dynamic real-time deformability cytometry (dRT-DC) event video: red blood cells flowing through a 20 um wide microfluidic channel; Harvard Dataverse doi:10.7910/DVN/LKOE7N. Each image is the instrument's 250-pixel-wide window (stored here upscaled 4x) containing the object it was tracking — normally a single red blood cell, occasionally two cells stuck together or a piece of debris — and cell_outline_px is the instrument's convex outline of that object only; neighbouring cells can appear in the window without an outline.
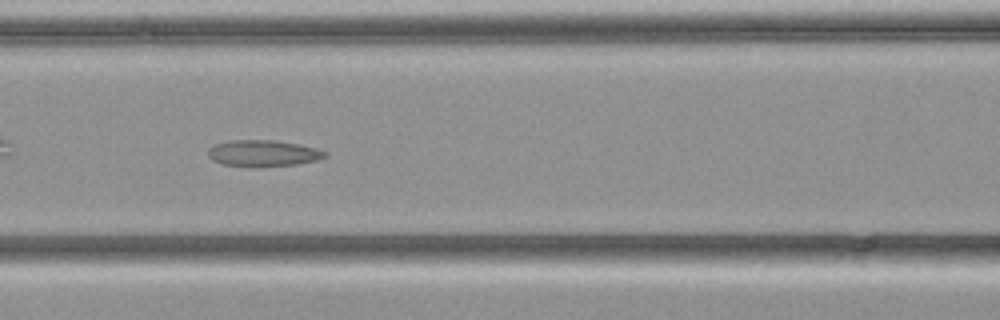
{"species": "common noctule bat (a hibernating species)", "species_latin": "Nyctalus noctula", "temperature_condition": "cold", "stored_images_in_passage": 29, "camera_frame_rate_fps": 3000, "um_per_image_px": 0.085, "animal": {"sex": "female", "body_mass_g": 21.9}, "frame": {"image": 1, "passage_image": 7, "time_ms": 2.0, "image_size_px": [1000, 320], "cell_outline_px": [[328, 156], [316, 160], [296, 164], [256, 168], [248, 168], [220, 164], [212, 160], [208, 156], [208, 148], [216, 144], [228, 140], [276, 140], [300, 144], [316, 148], [328, 152]], "centroid_in_image_um": [22.34, 13.04], "position_along_channel_um": 144.3, "area_um2": 18.5}}
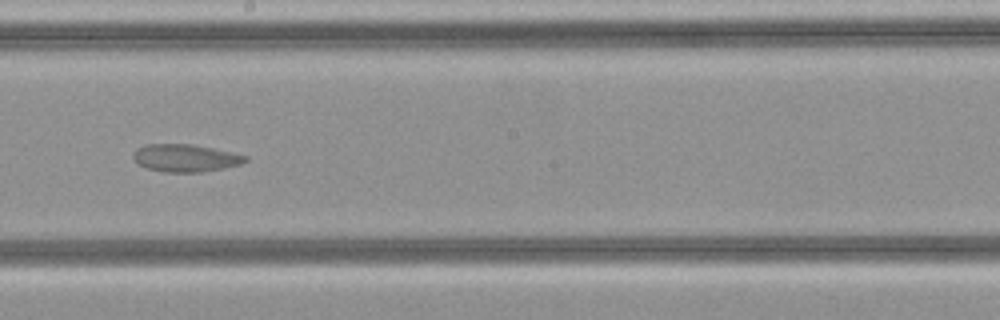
{"frame": {"image": 2, "passage_image": 12, "time_ms": 3.667, "image_size_px": [1000, 320], "cell_outline_px": [[248, 160], [240, 164], [224, 168], [200, 172], [164, 172], [148, 168], [140, 164], [132, 156], [132, 152], [136, 148], [144, 144], [192, 144], [232, 152], [248, 156]], "centroid_in_image_um": [15.75, 13.42], "position_along_channel_um": 232.4, "area_um2": 17.98}}
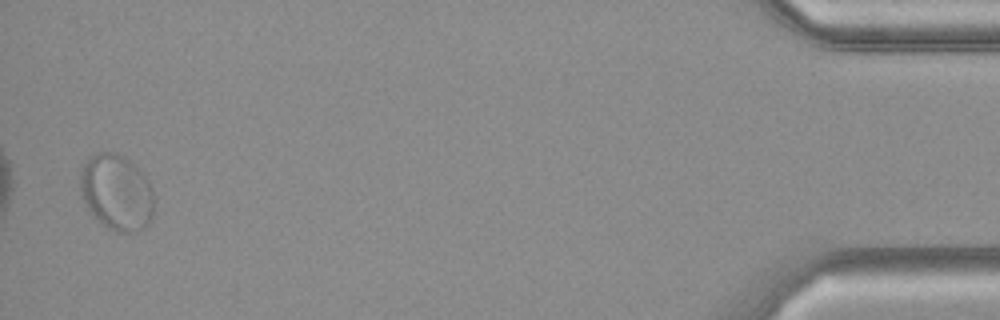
{"frame": {"image": 3, "passage_image": 28, "time_ms": 9.0, "image_size_px": [1000, 320], "cell_outline_px": [[156, 200], [152, 216], [148, 224], [144, 228], [136, 232], [116, 232], [108, 228], [88, 208], [80, 196], [80, 168], [88, 156], [100, 152], [116, 152], [124, 156], [144, 172], [156, 196]], "centroid_in_image_um": [9.94, 16.32], "position_along_channel_um": 425.3, "area_um2": 33.35}}